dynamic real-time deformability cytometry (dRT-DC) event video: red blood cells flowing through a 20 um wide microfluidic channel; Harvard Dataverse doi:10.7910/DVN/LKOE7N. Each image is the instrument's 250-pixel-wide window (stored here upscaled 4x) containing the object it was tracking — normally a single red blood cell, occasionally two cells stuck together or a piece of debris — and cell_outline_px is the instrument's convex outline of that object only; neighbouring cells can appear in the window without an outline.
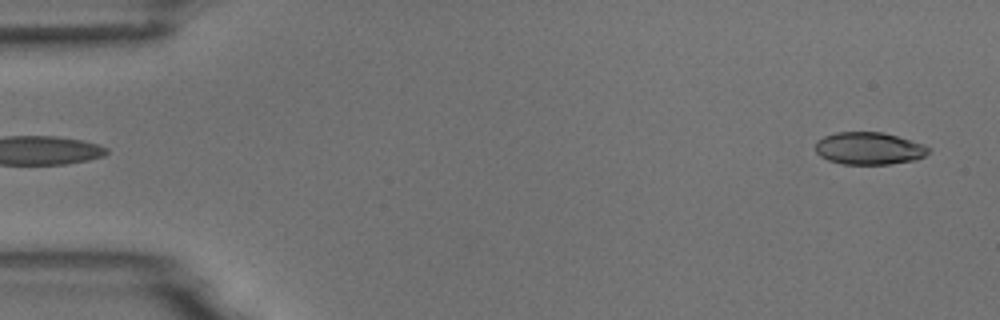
{"species": "common noctule bat (a hibernating species)", "species_latin": "Nyctalus noctula", "temperature_condition": "room temperature", "stored_images_in_passage": 5, "segment_of_instrument_passage": [2, 2], "camera_frame_rate_fps": 3000, "um_per_image_px": 0.085, "animal": {"sex": "male", "body_mass_g": 18.8}, "frame": {"image": 1, "passage_image": 5, "time_ms": 5.333, "image_size_px": [1000, 320], "cell_outline_px": [[932, 148], [924, 156], [916, 160], [888, 164], [844, 164], [828, 160], [820, 156], [816, 152], [816, 140], [824, 136], [836, 132], [880, 132], [896, 136], [924, 144]], "centroid_in_image_um": [73.86, 12.61], "position_along_channel_um": 11.1, "area_um2": 21.33}}